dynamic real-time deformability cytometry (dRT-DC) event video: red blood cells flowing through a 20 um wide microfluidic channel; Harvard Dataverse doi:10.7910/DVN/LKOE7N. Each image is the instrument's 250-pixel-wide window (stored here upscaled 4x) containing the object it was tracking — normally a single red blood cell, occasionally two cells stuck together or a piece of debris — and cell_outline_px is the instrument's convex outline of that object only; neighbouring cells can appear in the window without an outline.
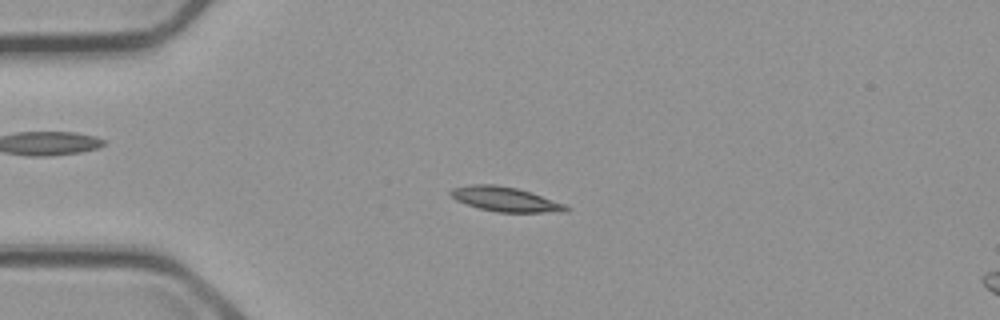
{"species": "common noctule bat (a hibernating species)", "species_latin": "Nyctalus noctula", "temperature_condition": "cold", "stored_images_in_passage": 5, "camera_frame_rate_fps": 3000, "um_per_image_px": 0.085, "animal": {"sex": "male", "body_mass_g": 23.1, "forearm_length_mm": 52.7}, "frame": {"image": 1, "passage_image": 3, "time_ms": 2.333, "image_size_px": [1000, 320], "cell_outline_px": [[572, 208], [568, 212], [496, 212], [480, 208], [456, 200], [448, 192], [452, 188], [468, 184], [496, 184], [516, 188], [532, 192], [564, 204]], "centroid_in_image_um": [42.97, 16.93], "position_along_channel_um": 42.0, "area_um2": 16.59}}